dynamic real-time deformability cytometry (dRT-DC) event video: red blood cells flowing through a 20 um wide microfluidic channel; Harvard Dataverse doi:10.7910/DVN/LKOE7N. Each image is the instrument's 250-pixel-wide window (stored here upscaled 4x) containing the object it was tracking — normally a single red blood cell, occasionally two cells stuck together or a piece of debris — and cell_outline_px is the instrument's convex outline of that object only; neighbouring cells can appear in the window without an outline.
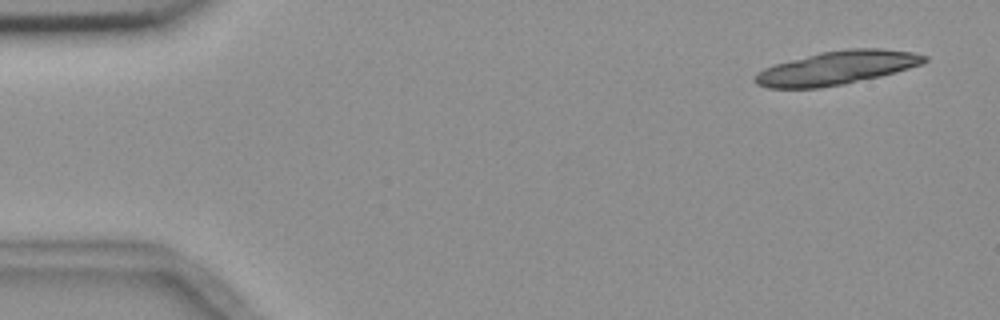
{"species": "common noctule bat (a hibernating species)", "species_latin": "Nyctalus noctula", "temperature_condition": "room temperature", "stored_images_in_passage": 5, "camera_frame_rate_fps": 3000, "um_per_image_px": 0.085, "animal": {"sex": "female", "body_mass_g": 18.4}, "frame": {"image": 1, "passage_image": 1, "time_ms": 0.0, "image_size_px": [1000, 320], "cell_outline_px": [[928, 60], [920, 64], [896, 72], [880, 76], [844, 84], [820, 88], [768, 88], [756, 84], [752, 80], [756, 72], [764, 68], [776, 64], [820, 52], [848, 48], [880, 48], [912, 52], [928, 56]], "centroid_in_image_um": [71.1, 5.77], "position_along_channel_um": 13.9, "area_um2": 33.12}}